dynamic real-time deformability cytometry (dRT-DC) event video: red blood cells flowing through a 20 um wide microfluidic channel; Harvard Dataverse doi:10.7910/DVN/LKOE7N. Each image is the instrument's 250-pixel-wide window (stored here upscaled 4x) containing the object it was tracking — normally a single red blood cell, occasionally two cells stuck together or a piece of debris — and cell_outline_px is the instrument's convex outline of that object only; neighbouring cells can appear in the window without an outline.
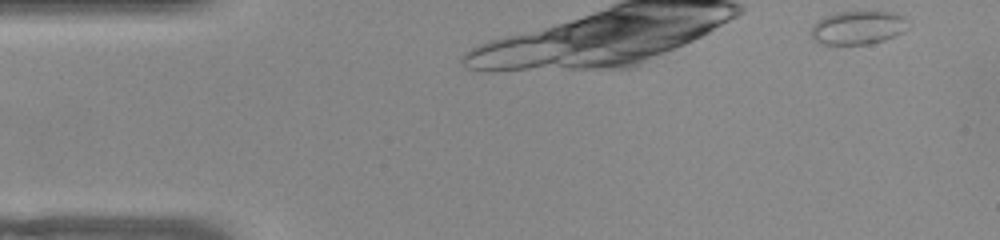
{"species": "common noctule bat (a hibernating species)", "species_latin": "Nyctalus noctula", "temperature_condition": "warm", "stored_images_in_passage": 24, "camera_frame_rate_fps": 3000, "um_per_image_px": 0.085, "animal": {"sex": "female", "body_mass_g": 22.0, "forearm_length_mm": 56.7}, "frame": {"image": 1, "passage_image": 1, "time_ms": 0.0, "image_size_px": [1000, 240], "cell_outline_px": [[908, 28], [904, 32], [884, 40], [868, 44], [820, 44], [812, 36], [812, 24], [824, 16], [836, 12], [892, 12], [904, 16], [908, 20]], "centroid_in_image_um": [72.95, 2.34], "position_along_channel_um": 12.0, "area_um2": 18.96}}
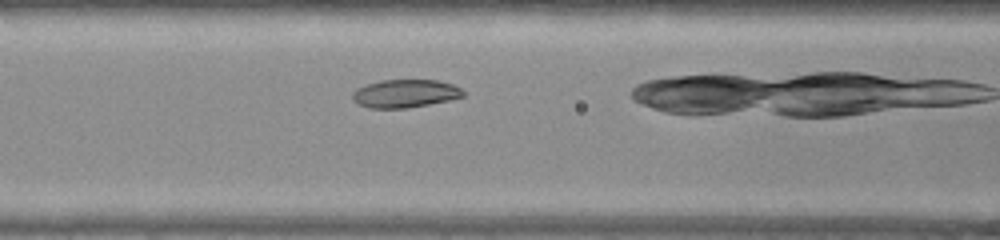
{"frame": {"image": 2, "passage_image": 10, "time_ms": 3.0, "image_size_px": [1000, 240], "cell_outline_px": [[464, 96], [448, 100], [408, 108], [368, 108], [352, 100], [352, 92], [356, 88], [380, 80], [436, 80], [452, 84], [460, 88], [464, 92]], "centroid_in_image_um": [34.4, 7.95], "position_along_channel_um": 132.2, "area_um2": 18.03}}